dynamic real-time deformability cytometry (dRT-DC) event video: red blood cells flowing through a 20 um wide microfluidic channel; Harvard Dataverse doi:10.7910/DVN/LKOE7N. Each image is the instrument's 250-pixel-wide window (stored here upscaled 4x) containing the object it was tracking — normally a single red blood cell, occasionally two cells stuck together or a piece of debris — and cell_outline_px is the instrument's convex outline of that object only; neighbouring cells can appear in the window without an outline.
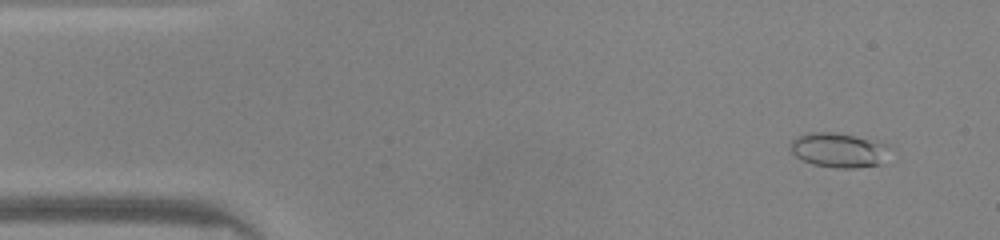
{"species": "common noctule bat (a hibernating species)", "species_latin": "Nyctalus noctula", "temperature_condition": "warm", "stored_images_in_passage": 48, "camera_frame_rate_fps": 3000, "um_per_image_px": 0.085, "animal": {"sex": "male", "body_mass_g": 20.0, "forearm_length_mm": 53.3}, "frame": {"image": 1, "passage_image": 4, "time_ms": 1.0, "image_size_px": [1000, 240], "cell_outline_px": [[888, 144], [884, 164], [856, 168], [836, 168], [812, 164], [796, 156], [792, 152], [792, 140], [796, 136], [812, 132], [832, 132], [856, 136]], "centroid_in_image_um": [71.3, 12.77], "position_along_channel_um": 13.7, "area_um2": 19.88}}
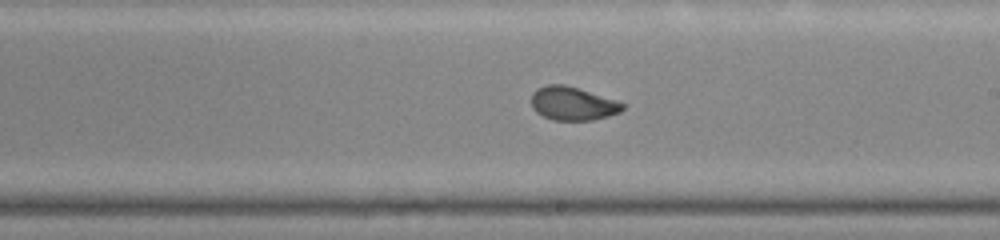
{"frame": {"image": 2, "passage_image": 27, "time_ms": 8.667, "image_size_px": [1000, 240], "cell_outline_px": [[624, 108], [620, 112], [608, 116], [592, 120], [552, 120], [536, 112], [532, 108], [532, 92], [536, 88], [548, 84], [564, 84], [616, 100], [624, 104]], "centroid_in_image_um": [48.65, 8.8], "position_along_channel_um": 240.3, "area_um2": 17.74}}
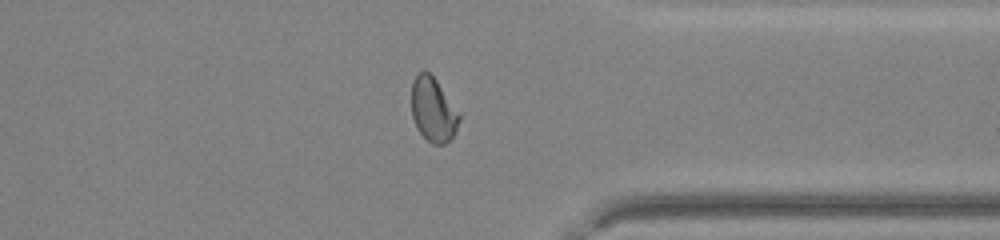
{"frame": {"image": 3, "passage_image": 37, "time_ms": 12.0, "image_size_px": [1000, 240], "cell_outline_px": [[460, 120], [456, 132], [444, 144], [432, 144], [420, 132], [412, 116], [412, 80], [424, 68], [436, 80], [460, 116]], "centroid_in_image_um": [36.8, 9.32], "position_along_channel_um": 374.6, "area_um2": 17.4}, "authors_computed_cell_mechanics": {"area_um2": 18.5538, "velocity_mm_per_s": 4.2482, "shape_relaxation_time_tau1_ms": 5.2859, "shape_relaxation_time_tau2_ms": 0.8821, "deformation_change_tau1": 0.1665, "deformation_change_tau2": 0.0526}}